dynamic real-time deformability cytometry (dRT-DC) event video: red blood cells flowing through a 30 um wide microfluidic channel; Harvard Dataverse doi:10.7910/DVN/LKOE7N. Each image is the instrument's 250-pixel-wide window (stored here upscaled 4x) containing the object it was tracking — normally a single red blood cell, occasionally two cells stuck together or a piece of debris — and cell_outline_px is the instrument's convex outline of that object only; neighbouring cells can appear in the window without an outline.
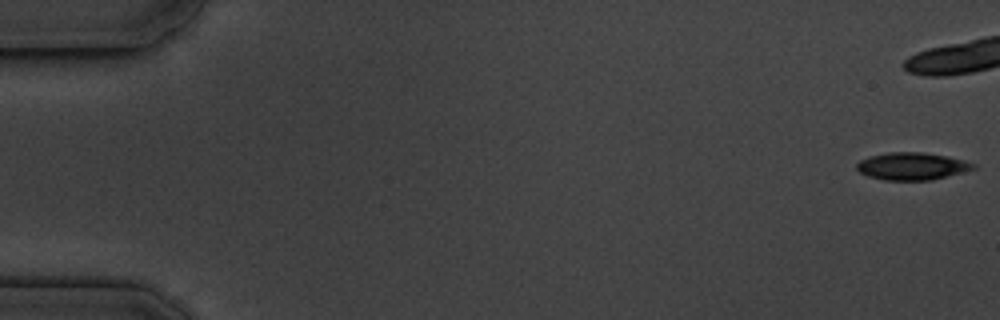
{"species": "common noctule bat (a hibernating species)", "species_latin": "Nyctalus noctula", "temperature_condition": "cold", "stored_images_in_passage": 40, "camera_frame_rate_fps": 3000, "um_per_image_px": 0.085, "animal": {"sex": "male", "body_mass_g": 19.5, "forearm_length_mm": 54.6}, "frame": {"image": 1, "passage_image": 1, "time_ms": 0.0, "image_size_px": [1000, 320], "cell_outline_px": [[976, 168], [932, 180], [884, 180], [868, 176], [860, 172], [856, 168], [856, 164], [860, 160], [868, 156], [888, 152], [924, 152], [948, 156], [976, 164]], "centroid_in_image_um": [77.49, 14.12], "position_along_channel_um": 7.5, "area_um2": 18.61}}